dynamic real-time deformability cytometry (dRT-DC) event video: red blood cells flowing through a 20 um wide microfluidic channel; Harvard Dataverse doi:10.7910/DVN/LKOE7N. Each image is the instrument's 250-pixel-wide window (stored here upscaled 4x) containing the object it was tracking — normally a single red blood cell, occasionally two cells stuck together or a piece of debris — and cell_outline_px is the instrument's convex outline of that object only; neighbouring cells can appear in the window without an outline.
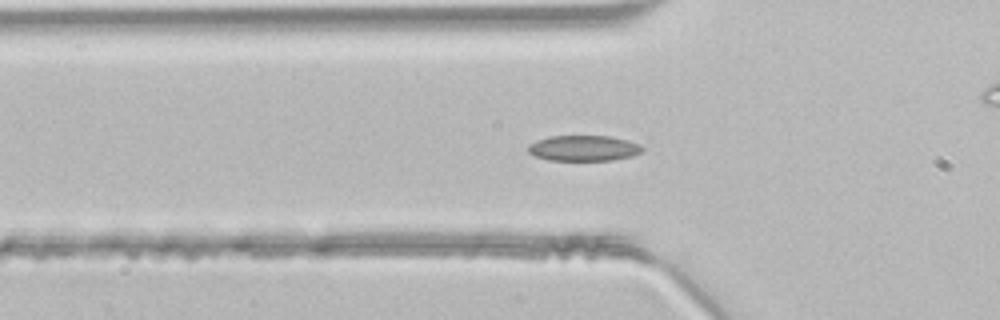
{"species": "common noctule bat (a hibernating species)", "species_latin": "Nyctalus noctula", "temperature_condition": "room temperature", "stored_images_in_passage": 48, "camera_frame_rate_fps": 3000, "um_per_image_px": 0.085, "animal": {"sex": "male", "body_mass_g": 21.5, "forearm_length_mm": 52.0}, "frame": {"image": 1, "passage_image": 15, "time_ms": 4.667, "image_size_px": [1000, 320], "cell_outline_px": [[644, 152], [632, 156], [612, 160], [548, 160], [536, 156], [528, 152], [528, 144], [536, 140], [548, 136], [608, 136], [628, 140], [640, 144], [644, 148]], "centroid_in_image_um": [49.63, 12.59], "position_along_channel_um": 76.2, "area_um2": 17.17}}
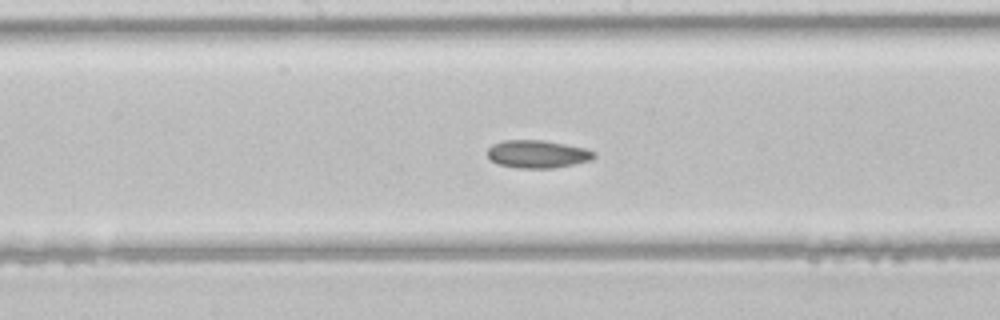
{"frame": {"image": 2, "passage_image": 24, "time_ms": 7.667, "image_size_px": [1000, 320], "cell_outline_px": [[596, 156], [592, 160], [556, 168], [520, 168], [496, 164], [488, 156], [488, 148], [492, 144], [504, 140], [544, 140], [584, 148], [596, 152]], "centroid_in_image_um": [45.7, 13.1], "position_along_channel_um": 202.5, "area_um2": 17.34}}
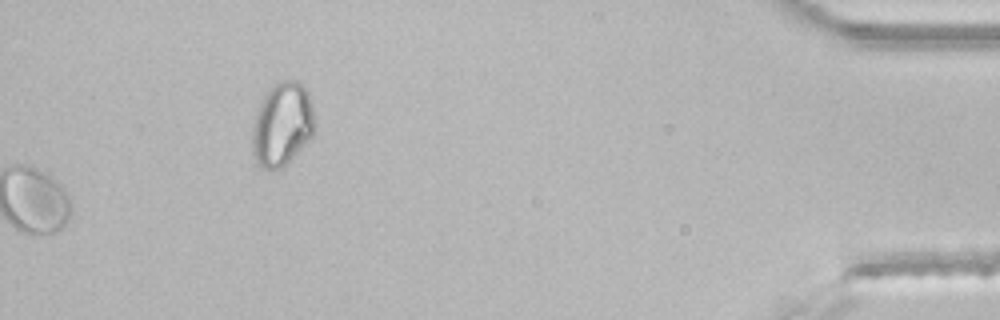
{"frame": {"image": 3, "passage_image": 48, "time_ms": 15.667, "image_size_px": [1000, 320], "cell_outline_px": [[312, 136], [288, 164], [280, 168], [264, 168], [256, 164], [252, 152], [252, 128], [256, 108], [272, 84], [276, 80], [296, 80], [304, 84], [308, 92], [312, 108]], "centroid_in_image_um": [23.94, 10.55], "position_along_channel_um": 411.3, "area_um2": 30.58}}